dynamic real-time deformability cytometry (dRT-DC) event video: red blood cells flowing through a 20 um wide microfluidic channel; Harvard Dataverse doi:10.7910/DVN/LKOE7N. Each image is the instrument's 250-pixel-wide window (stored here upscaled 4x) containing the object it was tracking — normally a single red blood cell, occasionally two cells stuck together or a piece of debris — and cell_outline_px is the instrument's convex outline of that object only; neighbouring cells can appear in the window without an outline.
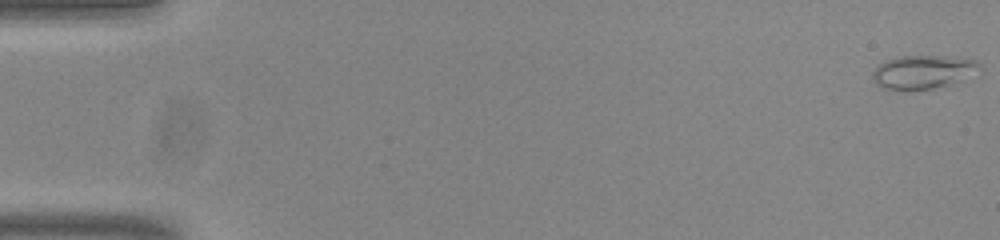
{"species": "common noctule bat (a hibernating species)", "species_latin": "Nyctalus noctula", "temperature_condition": "room temperature", "stored_images_in_passage": 17, "camera_frame_rate_fps": 3000, "um_per_image_px": 0.085, "animal": {"sex": "male", "body_mass_g": 20.0, "forearm_length_mm": 53.3}, "frame": {"image": 1, "passage_image": 1, "time_ms": 0.0, "image_size_px": [1000, 240], "cell_outline_px": [[984, 68], [960, 80], [948, 84], [932, 88], [904, 92], [888, 88], [876, 84], [872, 76], [872, 72], [880, 64], [888, 60], [900, 56], [944, 56], [976, 60]], "centroid_in_image_um": [78.46, 6.12], "position_along_channel_um": 6.5, "area_um2": 20.81}}